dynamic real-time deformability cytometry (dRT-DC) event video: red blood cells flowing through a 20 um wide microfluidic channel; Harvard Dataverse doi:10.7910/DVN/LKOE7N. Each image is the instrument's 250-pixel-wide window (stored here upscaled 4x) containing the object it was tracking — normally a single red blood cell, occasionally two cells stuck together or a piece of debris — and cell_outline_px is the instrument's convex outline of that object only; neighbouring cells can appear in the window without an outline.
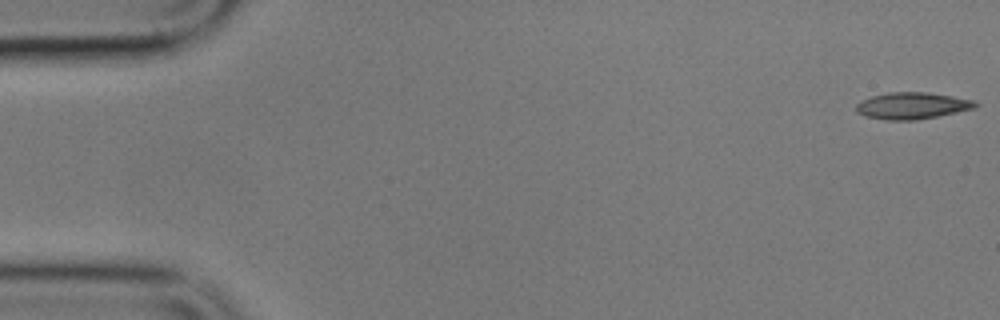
{"species": "common noctule bat (a hibernating species)", "species_latin": "Nyctalus noctula", "temperature_condition": "cold", "stored_images_in_passage": 3, "segment_of_instrument_passage": [2, 2], "camera_frame_rate_fps": 3000, "um_per_image_px": 0.085, "animal": {"sex": "male", "body_mass_g": 17.9}, "frame": {"image": 1, "passage_image": 3, "time_ms": 4.333, "image_size_px": [1000, 320], "cell_outline_px": [[980, 104], [976, 108], [916, 120], [888, 120], [868, 116], [856, 112], [856, 104], [872, 96], [888, 92], [928, 92], [976, 100]], "centroid_in_image_um": [77.59, 8.97], "position_along_channel_um": 7.4, "area_um2": 18.44}}